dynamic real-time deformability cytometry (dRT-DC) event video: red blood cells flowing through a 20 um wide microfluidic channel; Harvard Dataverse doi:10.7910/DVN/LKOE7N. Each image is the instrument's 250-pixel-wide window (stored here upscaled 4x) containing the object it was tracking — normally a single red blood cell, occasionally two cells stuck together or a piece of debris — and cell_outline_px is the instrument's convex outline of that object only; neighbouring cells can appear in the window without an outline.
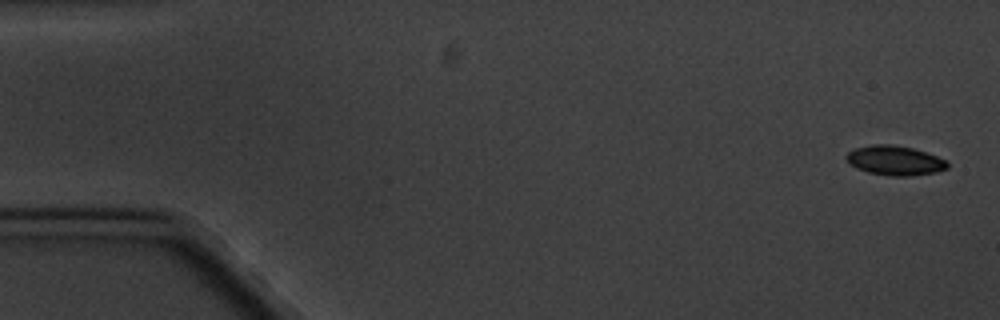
{"species": "common noctule bat (a hibernating species)", "species_latin": "Nyctalus noctula", "temperature_condition": "cold", "stored_images_in_passage": 7, "camera_frame_rate_fps": 3000, "um_per_image_px": 0.085, "animal": {"sex": "male", "body_mass_g": 20.1, "forearm_length_mm": 53.5}, "frame": {"image": 1, "passage_image": 1, "time_ms": 0.0, "image_size_px": [1000, 320], "cell_outline_px": [[948, 168], [936, 172], [912, 176], [888, 176], [868, 172], [856, 168], [848, 164], [844, 156], [848, 152], [856, 148], [872, 144], [892, 144], [912, 148], [936, 156], [944, 160], [948, 164]], "centroid_in_image_um": [76.01, 13.65], "position_along_channel_um": 9.0, "area_um2": 17.46}}